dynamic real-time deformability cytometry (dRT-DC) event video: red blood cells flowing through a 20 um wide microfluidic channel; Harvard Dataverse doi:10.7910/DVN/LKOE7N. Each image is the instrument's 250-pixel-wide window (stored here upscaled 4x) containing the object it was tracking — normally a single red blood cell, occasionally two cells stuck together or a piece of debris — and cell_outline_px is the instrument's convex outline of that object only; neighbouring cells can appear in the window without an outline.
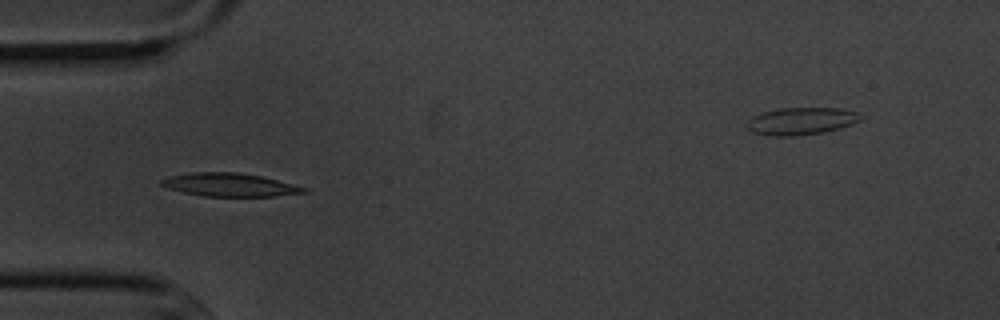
{"species": "common noctule bat (a hibernating species)", "species_latin": "Nyctalus noctula", "temperature_condition": "cold", "stored_images_in_passage": 7, "camera_frame_rate_fps": 3000, "um_per_image_px": 0.085, "animal": {"sex": "male", "body_mass_g": 20.1, "forearm_length_mm": 53.5}, "frame": {"image": 1, "passage_image": 4, "time_ms": 3.667, "image_size_px": [1000, 320], "cell_outline_px": [[308, 192], [276, 196], [204, 196], [184, 192], [168, 188], [160, 184], [160, 180], [172, 176], [192, 172], [236, 172], [260, 176], [308, 188]], "centroid_in_image_um": [19.53, 15.71], "position_along_channel_um": 65.5, "area_um2": 19.02}}
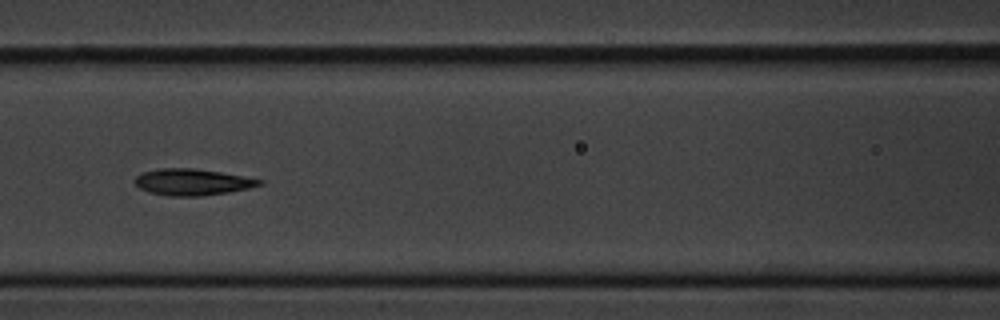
{"frame": {"image": 2, "passage_image": 6, "time_ms": 6.0, "image_size_px": [1000, 320], "cell_outline_px": [[264, 184], [248, 188], [228, 192], [200, 196], [168, 196], [148, 192], [140, 188], [132, 180], [140, 172], [160, 168], [192, 168], [220, 172], [264, 180]], "centroid_in_image_um": [16.3, 15.47], "position_along_channel_um": 150.3, "area_um2": 19.25}}
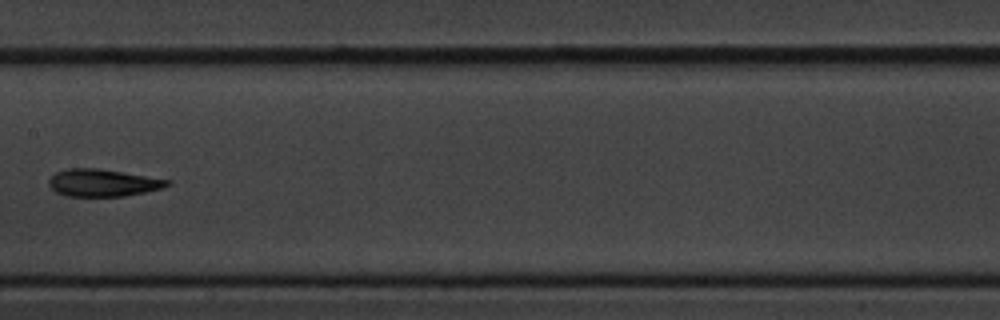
{"frame": {"image": 3, "passage_image": 7, "time_ms": 7.333, "image_size_px": [1000, 320], "cell_outline_px": [[172, 184], [160, 188], [144, 192], [124, 196], [64, 196], [56, 192], [48, 184], [48, 180], [56, 172], [68, 168], [100, 168], [172, 180]], "centroid_in_image_um": [8.74, 15.53], "position_along_channel_um": 198.7, "area_um2": 18.9}}